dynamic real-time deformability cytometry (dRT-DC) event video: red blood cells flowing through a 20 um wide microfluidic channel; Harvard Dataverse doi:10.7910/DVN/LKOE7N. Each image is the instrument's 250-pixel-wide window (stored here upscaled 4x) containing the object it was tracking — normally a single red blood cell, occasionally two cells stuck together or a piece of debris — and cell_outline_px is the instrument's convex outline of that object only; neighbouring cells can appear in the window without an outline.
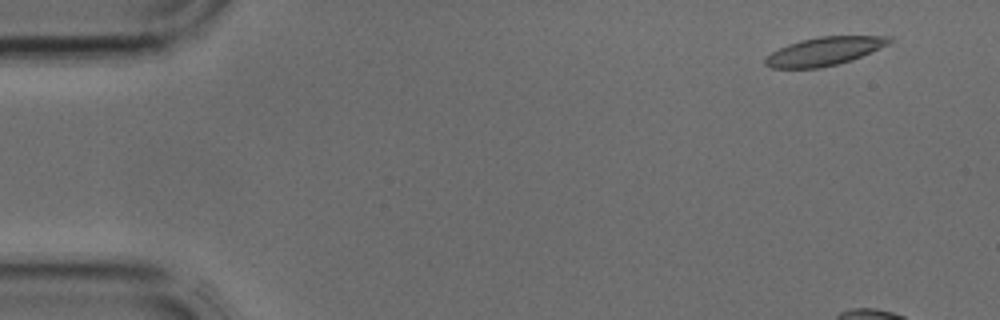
{"species": "common noctule bat (a hibernating species)", "species_latin": "Nyctalus noctula", "temperature_condition": "cold", "stored_images_in_passage": 4, "camera_frame_rate_fps": 3000, "um_per_image_px": 0.085, "animal": {"sex": "male", "body_mass_g": 17.9, "forearm_length_mm": 54.2}, "frame": {"image": 1, "passage_image": 1, "time_ms": 0.0, "image_size_px": [1000, 320], "cell_outline_px": [[896, 40], [880, 48], [852, 60], [820, 68], [772, 68], [764, 64], [764, 60], [772, 52], [788, 44], [800, 40], [820, 36], [892, 36]], "centroid_in_image_um": [70.1, 4.35], "position_along_channel_um": 14.9, "area_um2": 20.46}}
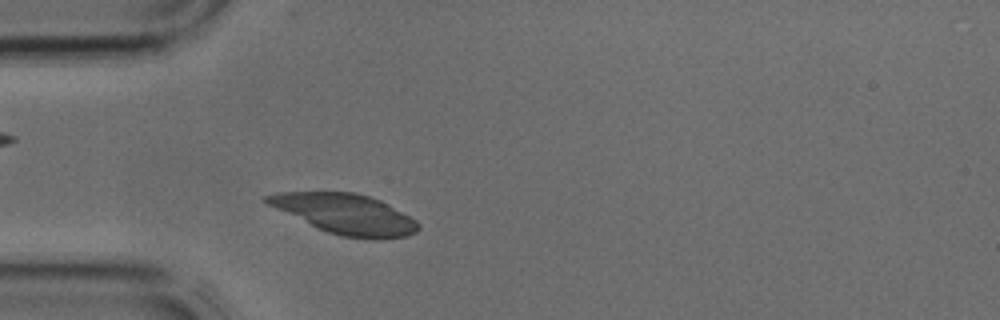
{"frame": {"image": 2, "passage_image": 4, "time_ms": 1.0, "image_size_px": [1000, 320], "cell_outline_px": [[420, 228], [416, 232], [408, 236], [372, 240], [340, 236], [328, 232], [276, 208], [268, 204], [264, 200], [264, 196], [276, 192], [356, 192], [380, 200], [388, 204], [416, 220], [420, 224]], "centroid_in_image_um": [29.41, 18.19], "position_along_channel_um": 55.6, "area_um2": 35.03}}